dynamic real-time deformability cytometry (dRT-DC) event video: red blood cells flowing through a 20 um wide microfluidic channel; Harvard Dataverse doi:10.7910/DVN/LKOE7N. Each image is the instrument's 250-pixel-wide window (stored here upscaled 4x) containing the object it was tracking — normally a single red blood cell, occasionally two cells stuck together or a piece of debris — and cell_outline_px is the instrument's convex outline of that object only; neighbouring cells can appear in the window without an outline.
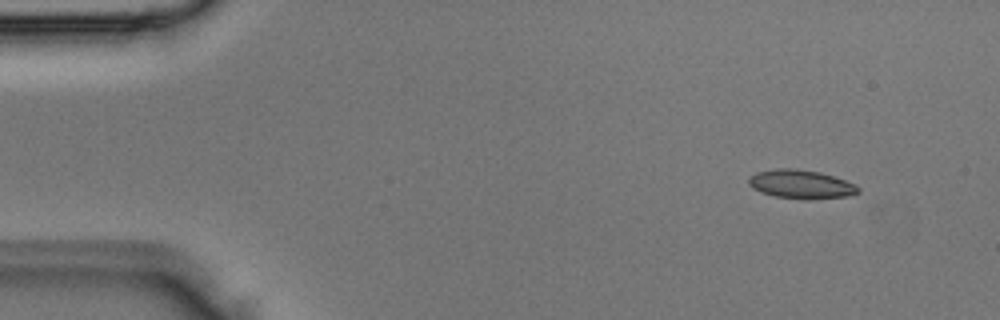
{"species": "Egyptian fruit bat (a non-hibernating species)", "species_latin": "Rousettus aegyptiacus", "temperature_condition": "room temperature", "stored_images_in_passage": 3, "camera_frame_rate_fps": 3000, "um_per_image_px": 0.085, "animal": {"sex": "male"}, "frame": {"image": 1, "passage_image": 1, "time_ms": 0.0, "image_size_px": [1000, 320], "cell_outline_px": [[860, 192], [848, 196], [808, 200], [804, 200], [776, 196], [760, 192], [752, 188], [748, 184], [748, 180], [756, 172], [776, 168], [796, 168], [820, 172], [856, 184], [860, 188]], "centroid_in_image_um": [68.09, 15.66], "position_along_channel_um": 16.9, "area_um2": 18.5}}